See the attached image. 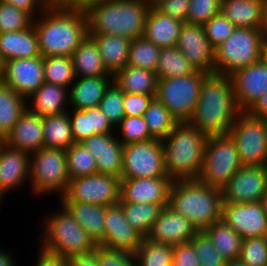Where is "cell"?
I'll return each instance as SVG.
<instances>
[{
  "label": "cell",
  "mask_w": 267,
  "mask_h": 266,
  "mask_svg": "<svg viewBox=\"0 0 267 266\" xmlns=\"http://www.w3.org/2000/svg\"><path fill=\"white\" fill-rule=\"evenodd\" d=\"M33 26L42 57L70 56L88 35L86 14L77 0H53Z\"/></svg>",
  "instance_id": "obj_1"
},
{
  "label": "cell",
  "mask_w": 267,
  "mask_h": 266,
  "mask_svg": "<svg viewBox=\"0 0 267 266\" xmlns=\"http://www.w3.org/2000/svg\"><path fill=\"white\" fill-rule=\"evenodd\" d=\"M86 18L88 35L109 34L130 40L142 37L151 0H77Z\"/></svg>",
  "instance_id": "obj_2"
},
{
  "label": "cell",
  "mask_w": 267,
  "mask_h": 266,
  "mask_svg": "<svg viewBox=\"0 0 267 266\" xmlns=\"http://www.w3.org/2000/svg\"><path fill=\"white\" fill-rule=\"evenodd\" d=\"M240 112L231 77L225 74H207L188 123L207 136L228 135Z\"/></svg>",
  "instance_id": "obj_3"
},
{
  "label": "cell",
  "mask_w": 267,
  "mask_h": 266,
  "mask_svg": "<svg viewBox=\"0 0 267 266\" xmlns=\"http://www.w3.org/2000/svg\"><path fill=\"white\" fill-rule=\"evenodd\" d=\"M207 135L188 122L178 123L162 140L165 168L175 180H197L203 166Z\"/></svg>",
  "instance_id": "obj_4"
},
{
  "label": "cell",
  "mask_w": 267,
  "mask_h": 266,
  "mask_svg": "<svg viewBox=\"0 0 267 266\" xmlns=\"http://www.w3.org/2000/svg\"><path fill=\"white\" fill-rule=\"evenodd\" d=\"M222 191L197 180H175L169 191V207L203 231L222 219Z\"/></svg>",
  "instance_id": "obj_5"
},
{
  "label": "cell",
  "mask_w": 267,
  "mask_h": 266,
  "mask_svg": "<svg viewBox=\"0 0 267 266\" xmlns=\"http://www.w3.org/2000/svg\"><path fill=\"white\" fill-rule=\"evenodd\" d=\"M56 202L59 208L52 213L49 210L47 214L44 213L42 223L38 224L42 230L37 234V244L45 250L66 257L96 249L97 244L87 231L60 202Z\"/></svg>",
  "instance_id": "obj_6"
},
{
  "label": "cell",
  "mask_w": 267,
  "mask_h": 266,
  "mask_svg": "<svg viewBox=\"0 0 267 266\" xmlns=\"http://www.w3.org/2000/svg\"><path fill=\"white\" fill-rule=\"evenodd\" d=\"M69 182L66 150L43 147L30 154L28 189L31 196L51 198L55 194L59 199L67 191Z\"/></svg>",
  "instance_id": "obj_7"
},
{
  "label": "cell",
  "mask_w": 267,
  "mask_h": 266,
  "mask_svg": "<svg viewBox=\"0 0 267 266\" xmlns=\"http://www.w3.org/2000/svg\"><path fill=\"white\" fill-rule=\"evenodd\" d=\"M263 36L261 29L236 28L214 50L215 73L230 75L236 69L260 61Z\"/></svg>",
  "instance_id": "obj_8"
},
{
  "label": "cell",
  "mask_w": 267,
  "mask_h": 266,
  "mask_svg": "<svg viewBox=\"0 0 267 266\" xmlns=\"http://www.w3.org/2000/svg\"><path fill=\"white\" fill-rule=\"evenodd\" d=\"M206 75L196 70L190 75L157 79L155 97L166 106L178 123L188 122L193 116Z\"/></svg>",
  "instance_id": "obj_9"
},
{
  "label": "cell",
  "mask_w": 267,
  "mask_h": 266,
  "mask_svg": "<svg viewBox=\"0 0 267 266\" xmlns=\"http://www.w3.org/2000/svg\"><path fill=\"white\" fill-rule=\"evenodd\" d=\"M241 166L236 144L231 136L211 135L206 139L203 166L198 180L222 189Z\"/></svg>",
  "instance_id": "obj_10"
},
{
  "label": "cell",
  "mask_w": 267,
  "mask_h": 266,
  "mask_svg": "<svg viewBox=\"0 0 267 266\" xmlns=\"http://www.w3.org/2000/svg\"><path fill=\"white\" fill-rule=\"evenodd\" d=\"M242 165L265 166L267 157V120L240 112L229 130Z\"/></svg>",
  "instance_id": "obj_11"
},
{
  "label": "cell",
  "mask_w": 267,
  "mask_h": 266,
  "mask_svg": "<svg viewBox=\"0 0 267 266\" xmlns=\"http://www.w3.org/2000/svg\"><path fill=\"white\" fill-rule=\"evenodd\" d=\"M168 177L162 140L123 145L121 178Z\"/></svg>",
  "instance_id": "obj_12"
},
{
  "label": "cell",
  "mask_w": 267,
  "mask_h": 266,
  "mask_svg": "<svg viewBox=\"0 0 267 266\" xmlns=\"http://www.w3.org/2000/svg\"><path fill=\"white\" fill-rule=\"evenodd\" d=\"M120 180V177L101 173L70 179L67 191L57 201L112 206L120 201Z\"/></svg>",
  "instance_id": "obj_13"
},
{
  "label": "cell",
  "mask_w": 267,
  "mask_h": 266,
  "mask_svg": "<svg viewBox=\"0 0 267 266\" xmlns=\"http://www.w3.org/2000/svg\"><path fill=\"white\" fill-rule=\"evenodd\" d=\"M221 191L223 203L264 201L267 192V166L242 165Z\"/></svg>",
  "instance_id": "obj_14"
},
{
  "label": "cell",
  "mask_w": 267,
  "mask_h": 266,
  "mask_svg": "<svg viewBox=\"0 0 267 266\" xmlns=\"http://www.w3.org/2000/svg\"><path fill=\"white\" fill-rule=\"evenodd\" d=\"M222 219L243 239L267 236V209L264 201L223 203Z\"/></svg>",
  "instance_id": "obj_15"
},
{
  "label": "cell",
  "mask_w": 267,
  "mask_h": 266,
  "mask_svg": "<svg viewBox=\"0 0 267 266\" xmlns=\"http://www.w3.org/2000/svg\"><path fill=\"white\" fill-rule=\"evenodd\" d=\"M0 80L27 100L45 82L44 58L40 55L7 60Z\"/></svg>",
  "instance_id": "obj_16"
},
{
  "label": "cell",
  "mask_w": 267,
  "mask_h": 266,
  "mask_svg": "<svg viewBox=\"0 0 267 266\" xmlns=\"http://www.w3.org/2000/svg\"><path fill=\"white\" fill-rule=\"evenodd\" d=\"M229 76L241 112H248L267 92V63L262 60L236 69Z\"/></svg>",
  "instance_id": "obj_17"
},
{
  "label": "cell",
  "mask_w": 267,
  "mask_h": 266,
  "mask_svg": "<svg viewBox=\"0 0 267 266\" xmlns=\"http://www.w3.org/2000/svg\"><path fill=\"white\" fill-rule=\"evenodd\" d=\"M176 46L195 70L215 73L214 49L206 37L204 25L184 22Z\"/></svg>",
  "instance_id": "obj_18"
},
{
  "label": "cell",
  "mask_w": 267,
  "mask_h": 266,
  "mask_svg": "<svg viewBox=\"0 0 267 266\" xmlns=\"http://www.w3.org/2000/svg\"><path fill=\"white\" fill-rule=\"evenodd\" d=\"M118 203H152L169 205L170 177L120 178Z\"/></svg>",
  "instance_id": "obj_19"
},
{
  "label": "cell",
  "mask_w": 267,
  "mask_h": 266,
  "mask_svg": "<svg viewBox=\"0 0 267 266\" xmlns=\"http://www.w3.org/2000/svg\"><path fill=\"white\" fill-rule=\"evenodd\" d=\"M143 239L127 222L119 204L105 207L104 239L100 246L135 253Z\"/></svg>",
  "instance_id": "obj_20"
},
{
  "label": "cell",
  "mask_w": 267,
  "mask_h": 266,
  "mask_svg": "<svg viewBox=\"0 0 267 266\" xmlns=\"http://www.w3.org/2000/svg\"><path fill=\"white\" fill-rule=\"evenodd\" d=\"M197 232L198 229L189 219L171 207L165 206L146 238L153 242L175 246L189 242Z\"/></svg>",
  "instance_id": "obj_21"
},
{
  "label": "cell",
  "mask_w": 267,
  "mask_h": 266,
  "mask_svg": "<svg viewBox=\"0 0 267 266\" xmlns=\"http://www.w3.org/2000/svg\"><path fill=\"white\" fill-rule=\"evenodd\" d=\"M95 159L97 173L121 178L123 145L115 132L96 134L81 142Z\"/></svg>",
  "instance_id": "obj_22"
},
{
  "label": "cell",
  "mask_w": 267,
  "mask_h": 266,
  "mask_svg": "<svg viewBox=\"0 0 267 266\" xmlns=\"http://www.w3.org/2000/svg\"><path fill=\"white\" fill-rule=\"evenodd\" d=\"M29 181L30 154L5 145L0 153V191L7 196L29 186Z\"/></svg>",
  "instance_id": "obj_23"
},
{
  "label": "cell",
  "mask_w": 267,
  "mask_h": 266,
  "mask_svg": "<svg viewBox=\"0 0 267 266\" xmlns=\"http://www.w3.org/2000/svg\"><path fill=\"white\" fill-rule=\"evenodd\" d=\"M6 145L29 154L44 147L43 117L26 109L5 137Z\"/></svg>",
  "instance_id": "obj_24"
},
{
  "label": "cell",
  "mask_w": 267,
  "mask_h": 266,
  "mask_svg": "<svg viewBox=\"0 0 267 266\" xmlns=\"http://www.w3.org/2000/svg\"><path fill=\"white\" fill-rule=\"evenodd\" d=\"M27 109L41 117L68 112L69 88L44 82L27 100Z\"/></svg>",
  "instance_id": "obj_25"
},
{
  "label": "cell",
  "mask_w": 267,
  "mask_h": 266,
  "mask_svg": "<svg viewBox=\"0 0 267 266\" xmlns=\"http://www.w3.org/2000/svg\"><path fill=\"white\" fill-rule=\"evenodd\" d=\"M68 114L74 143H81L96 134L115 132V128L111 125L99 106L84 110L70 108Z\"/></svg>",
  "instance_id": "obj_26"
},
{
  "label": "cell",
  "mask_w": 267,
  "mask_h": 266,
  "mask_svg": "<svg viewBox=\"0 0 267 266\" xmlns=\"http://www.w3.org/2000/svg\"><path fill=\"white\" fill-rule=\"evenodd\" d=\"M113 76L76 77L69 89V108L84 110L100 105Z\"/></svg>",
  "instance_id": "obj_27"
},
{
  "label": "cell",
  "mask_w": 267,
  "mask_h": 266,
  "mask_svg": "<svg viewBox=\"0 0 267 266\" xmlns=\"http://www.w3.org/2000/svg\"><path fill=\"white\" fill-rule=\"evenodd\" d=\"M183 22L164 15L152 5L147 15L144 37L160 48L177 45Z\"/></svg>",
  "instance_id": "obj_28"
},
{
  "label": "cell",
  "mask_w": 267,
  "mask_h": 266,
  "mask_svg": "<svg viewBox=\"0 0 267 266\" xmlns=\"http://www.w3.org/2000/svg\"><path fill=\"white\" fill-rule=\"evenodd\" d=\"M0 54L5 61L40 56L33 24L24 30L0 33Z\"/></svg>",
  "instance_id": "obj_29"
},
{
  "label": "cell",
  "mask_w": 267,
  "mask_h": 266,
  "mask_svg": "<svg viewBox=\"0 0 267 266\" xmlns=\"http://www.w3.org/2000/svg\"><path fill=\"white\" fill-rule=\"evenodd\" d=\"M76 77L113 76L103 63L98 45L87 35L70 55Z\"/></svg>",
  "instance_id": "obj_30"
},
{
  "label": "cell",
  "mask_w": 267,
  "mask_h": 266,
  "mask_svg": "<svg viewBox=\"0 0 267 266\" xmlns=\"http://www.w3.org/2000/svg\"><path fill=\"white\" fill-rule=\"evenodd\" d=\"M60 202L99 245L104 239L105 207L75 201Z\"/></svg>",
  "instance_id": "obj_31"
},
{
  "label": "cell",
  "mask_w": 267,
  "mask_h": 266,
  "mask_svg": "<svg viewBox=\"0 0 267 266\" xmlns=\"http://www.w3.org/2000/svg\"><path fill=\"white\" fill-rule=\"evenodd\" d=\"M221 13L237 28L261 29L263 0H221Z\"/></svg>",
  "instance_id": "obj_32"
},
{
  "label": "cell",
  "mask_w": 267,
  "mask_h": 266,
  "mask_svg": "<svg viewBox=\"0 0 267 266\" xmlns=\"http://www.w3.org/2000/svg\"><path fill=\"white\" fill-rule=\"evenodd\" d=\"M91 36L98 45L105 68L112 75L127 66L131 43L129 38L109 34Z\"/></svg>",
  "instance_id": "obj_33"
},
{
  "label": "cell",
  "mask_w": 267,
  "mask_h": 266,
  "mask_svg": "<svg viewBox=\"0 0 267 266\" xmlns=\"http://www.w3.org/2000/svg\"><path fill=\"white\" fill-rule=\"evenodd\" d=\"M113 81L125 93L156 96L157 76L154 71L127 65L113 75Z\"/></svg>",
  "instance_id": "obj_34"
},
{
  "label": "cell",
  "mask_w": 267,
  "mask_h": 266,
  "mask_svg": "<svg viewBox=\"0 0 267 266\" xmlns=\"http://www.w3.org/2000/svg\"><path fill=\"white\" fill-rule=\"evenodd\" d=\"M212 239L214 247L227 261H237L242 248L243 238L223 219L218 220L204 230Z\"/></svg>",
  "instance_id": "obj_35"
},
{
  "label": "cell",
  "mask_w": 267,
  "mask_h": 266,
  "mask_svg": "<svg viewBox=\"0 0 267 266\" xmlns=\"http://www.w3.org/2000/svg\"><path fill=\"white\" fill-rule=\"evenodd\" d=\"M44 147L67 150L74 140L68 112L43 117Z\"/></svg>",
  "instance_id": "obj_36"
},
{
  "label": "cell",
  "mask_w": 267,
  "mask_h": 266,
  "mask_svg": "<svg viewBox=\"0 0 267 266\" xmlns=\"http://www.w3.org/2000/svg\"><path fill=\"white\" fill-rule=\"evenodd\" d=\"M26 109V99L0 80V135L6 137Z\"/></svg>",
  "instance_id": "obj_37"
},
{
  "label": "cell",
  "mask_w": 267,
  "mask_h": 266,
  "mask_svg": "<svg viewBox=\"0 0 267 266\" xmlns=\"http://www.w3.org/2000/svg\"><path fill=\"white\" fill-rule=\"evenodd\" d=\"M123 210L127 222L144 238L150 233L155 220L166 204L152 203H118Z\"/></svg>",
  "instance_id": "obj_38"
},
{
  "label": "cell",
  "mask_w": 267,
  "mask_h": 266,
  "mask_svg": "<svg viewBox=\"0 0 267 266\" xmlns=\"http://www.w3.org/2000/svg\"><path fill=\"white\" fill-rule=\"evenodd\" d=\"M195 71L177 46L161 48L155 71L157 79L190 75Z\"/></svg>",
  "instance_id": "obj_39"
},
{
  "label": "cell",
  "mask_w": 267,
  "mask_h": 266,
  "mask_svg": "<svg viewBox=\"0 0 267 266\" xmlns=\"http://www.w3.org/2000/svg\"><path fill=\"white\" fill-rule=\"evenodd\" d=\"M143 118L154 139L163 140L178 124L166 106L156 97L150 102Z\"/></svg>",
  "instance_id": "obj_40"
},
{
  "label": "cell",
  "mask_w": 267,
  "mask_h": 266,
  "mask_svg": "<svg viewBox=\"0 0 267 266\" xmlns=\"http://www.w3.org/2000/svg\"><path fill=\"white\" fill-rule=\"evenodd\" d=\"M43 58L45 82L70 89L76 78L71 57L49 56Z\"/></svg>",
  "instance_id": "obj_41"
},
{
  "label": "cell",
  "mask_w": 267,
  "mask_h": 266,
  "mask_svg": "<svg viewBox=\"0 0 267 266\" xmlns=\"http://www.w3.org/2000/svg\"><path fill=\"white\" fill-rule=\"evenodd\" d=\"M161 48L144 36L131 40L127 65L156 71Z\"/></svg>",
  "instance_id": "obj_42"
},
{
  "label": "cell",
  "mask_w": 267,
  "mask_h": 266,
  "mask_svg": "<svg viewBox=\"0 0 267 266\" xmlns=\"http://www.w3.org/2000/svg\"><path fill=\"white\" fill-rule=\"evenodd\" d=\"M135 255L137 266H172L173 246L144 238Z\"/></svg>",
  "instance_id": "obj_43"
},
{
  "label": "cell",
  "mask_w": 267,
  "mask_h": 266,
  "mask_svg": "<svg viewBox=\"0 0 267 266\" xmlns=\"http://www.w3.org/2000/svg\"><path fill=\"white\" fill-rule=\"evenodd\" d=\"M66 157L70 179L97 173L95 159L82 143H74L67 149Z\"/></svg>",
  "instance_id": "obj_44"
},
{
  "label": "cell",
  "mask_w": 267,
  "mask_h": 266,
  "mask_svg": "<svg viewBox=\"0 0 267 266\" xmlns=\"http://www.w3.org/2000/svg\"><path fill=\"white\" fill-rule=\"evenodd\" d=\"M115 133L122 145L154 139L143 116H125L115 127Z\"/></svg>",
  "instance_id": "obj_45"
},
{
  "label": "cell",
  "mask_w": 267,
  "mask_h": 266,
  "mask_svg": "<svg viewBox=\"0 0 267 266\" xmlns=\"http://www.w3.org/2000/svg\"><path fill=\"white\" fill-rule=\"evenodd\" d=\"M33 19L25 10L0 0V33L29 28L33 24Z\"/></svg>",
  "instance_id": "obj_46"
},
{
  "label": "cell",
  "mask_w": 267,
  "mask_h": 266,
  "mask_svg": "<svg viewBox=\"0 0 267 266\" xmlns=\"http://www.w3.org/2000/svg\"><path fill=\"white\" fill-rule=\"evenodd\" d=\"M123 101L124 91L113 81L105 91L99 108L114 128L125 117Z\"/></svg>",
  "instance_id": "obj_47"
},
{
  "label": "cell",
  "mask_w": 267,
  "mask_h": 266,
  "mask_svg": "<svg viewBox=\"0 0 267 266\" xmlns=\"http://www.w3.org/2000/svg\"><path fill=\"white\" fill-rule=\"evenodd\" d=\"M196 256L199 261V266H225L227 261L221 256L219 251L214 247L212 239L203 230L198 231L190 240Z\"/></svg>",
  "instance_id": "obj_48"
},
{
  "label": "cell",
  "mask_w": 267,
  "mask_h": 266,
  "mask_svg": "<svg viewBox=\"0 0 267 266\" xmlns=\"http://www.w3.org/2000/svg\"><path fill=\"white\" fill-rule=\"evenodd\" d=\"M238 261L244 266H267V236L243 239Z\"/></svg>",
  "instance_id": "obj_49"
},
{
  "label": "cell",
  "mask_w": 267,
  "mask_h": 266,
  "mask_svg": "<svg viewBox=\"0 0 267 266\" xmlns=\"http://www.w3.org/2000/svg\"><path fill=\"white\" fill-rule=\"evenodd\" d=\"M237 27L222 13L213 16L204 24L206 37L215 50L220 46Z\"/></svg>",
  "instance_id": "obj_50"
},
{
  "label": "cell",
  "mask_w": 267,
  "mask_h": 266,
  "mask_svg": "<svg viewBox=\"0 0 267 266\" xmlns=\"http://www.w3.org/2000/svg\"><path fill=\"white\" fill-rule=\"evenodd\" d=\"M221 13V0H191L187 22L204 25L213 16Z\"/></svg>",
  "instance_id": "obj_51"
},
{
  "label": "cell",
  "mask_w": 267,
  "mask_h": 266,
  "mask_svg": "<svg viewBox=\"0 0 267 266\" xmlns=\"http://www.w3.org/2000/svg\"><path fill=\"white\" fill-rule=\"evenodd\" d=\"M96 255L99 266H137L135 253L129 251L110 249L97 245Z\"/></svg>",
  "instance_id": "obj_52"
},
{
  "label": "cell",
  "mask_w": 267,
  "mask_h": 266,
  "mask_svg": "<svg viewBox=\"0 0 267 266\" xmlns=\"http://www.w3.org/2000/svg\"><path fill=\"white\" fill-rule=\"evenodd\" d=\"M191 0H152V6L160 13L181 22H187Z\"/></svg>",
  "instance_id": "obj_53"
},
{
  "label": "cell",
  "mask_w": 267,
  "mask_h": 266,
  "mask_svg": "<svg viewBox=\"0 0 267 266\" xmlns=\"http://www.w3.org/2000/svg\"><path fill=\"white\" fill-rule=\"evenodd\" d=\"M153 98V95L124 92L123 106L125 116H143Z\"/></svg>",
  "instance_id": "obj_54"
},
{
  "label": "cell",
  "mask_w": 267,
  "mask_h": 266,
  "mask_svg": "<svg viewBox=\"0 0 267 266\" xmlns=\"http://www.w3.org/2000/svg\"><path fill=\"white\" fill-rule=\"evenodd\" d=\"M172 266H199L195 249L190 241L173 246Z\"/></svg>",
  "instance_id": "obj_55"
},
{
  "label": "cell",
  "mask_w": 267,
  "mask_h": 266,
  "mask_svg": "<svg viewBox=\"0 0 267 266\" xmlns=\"http://www.w3.org/2000/svg\"><path fill=\"white\" fill-rule=\"evenodd\" d=\"M37 255L34 266H70L69 259L66 256L58 255L56 253L45 250L37 244Z\"/></svg>",
  "instance_id": "obj_56"
},
{
  "label": "cell",
  "mask_w": 267,
  "mask_h": 266,
  "mask_svg": "<svg viewBox=\"0 0 267 266\" xmlns=\"http://www.w3.org/2000/svg\"><path fill=\"white\" fill-rule=\"evenodd\" d=\"M25 10L33 18L38 17L53 0H2Z\"/></svg>",
  "instance_id": "obj_57"
},
{
  "label": "cell",
  "mask_w": 267,
  "mask_h": 266,
  "mask_svg": "<svg viewBox=\"0 0 267 266\" xmlns=\"http://www.w3.org/2000/svg\"><path fill=\"white\" fill-rule=\"evenodd\" d=\"M70 266H99L96 249L68 257Z\"/></svg>",
  "instance_id": "obj_58"
},
{
  "label": "cell",
  "mask_w": 267,
  "mask_h": 266,
  "mask_svg": "<svg viewBox=\"0 0 267 266\" xmlns=\"http://www.w3.org/2000/svg\"><path fill=\"white\" fill-rule=\"evenodd\" d=\"M248 113L253 117L267 120V92L259 98Z\"/></svg>",
  "instance_id": "obj_59"
},
{
  "label": "cell",
  "mask_w": 267,
  "mask_h": 266,
  "mask_svg": "<svg viewBox=\"0 0 267 266\" xmlns=\"http://www.w3.org/2000/svg\"><path fill=\"white\" fill-rule=\"evenodd\" d=\"M13 251L4 250L0 245V266H17Z\"/></svg>",
  "instance_id": "obj_60"
},
{
  "label": "cell",
  "mask_w": 267,
  "mask_h": 266,
  "mask_svg": "<svg viewBox=\"0 0 267 266\" xmlns=\"http://www.w3.org/2000/svg\"><path fill=\"white\" fill-rule=\"evenodd\" d=\"M261 31L267 35V0H263L262 26Z\"/></svg>",
  "instance_id": "obj_61"
},
{
  "label": "cell",
  "mask_w": 267,
  "mask_h": 266,
  "mask_svg": "<svg viewBox=\"0 0 267 266\" xmlns=\"http://www.w3.org/2000/svg\"><path fill=\"white\" fill-rule=\"evenodd\" d=\"M261 60L267 63V35H264L262 39Z\"/></svg>",
  "instance_id": "obj_62"
},
{
  "label": "cell",
  "mask_w": 267,
  "mask_h": 266,
  "mask_svg": "<svg viewBox=\"0 0 267 266\" xmlns=\"http://www.w3.org/2000/svg\"><path fill=\"white\" fill-rule=\"evenodd\" d=\"M225 266H244V265L237 260V261L227 262Z\"/></svg>",
  "instance_id": "obj_63"
},
{
  "label": "cell",
  "mask_w": 267,
  "mask_h": 266,
  "mask_svg": "<svg viewBox=\"0 0 267 266\" xmlns=\"http://www.w3.org/2000/svg\"><path fill=\"white\" fill-rule=\"evenodd\" d=\"M6 145V142H5V137L0 135V153H1V150L3 149V147Z\"/></svg>",
  "instance_id": "obj_64"
},
{
  "label": "cell",
  "mask_w": 267,
  "mask_h": 266,
  "mask_svg": "<svg viewBox=\"0 0 267 266\" xmlns=\"http://www.w3.org/2000/svg\"><path fill=\"white\" fill-rule=\"evenodd\" d=\"M3 66H4V60L2 59V56L0 54V76H1L2 71H3Z\"/></svg>",
  "instance_id": "obj_65"
},
{
  "label": "cell",
  "mask_w": 267,
  "mask_h": 266,
  "mask_svg": "<svg viewBox=\"0 0 267 266\" xmlns=\"http://www.w3.org/2000/svg\"><path fill=\"white\" fill-rule=\"evenodd\" d=\"M5 198H6L5 195L0 191V207L4 204L3 201H5V200H3V199H5Z\"/></svg>",
  "instance_id": "obj_66"
},
{
  "label": "cell",
  "mask_w": 267,
  "mask_h": 266,
  "mask_svg": "<svg viewBox=\"0 0 267 266\" xmlns=\"http://www.w3.org/2000/svg\"><path fill=\"white\" fill-rule=\"evenodd\" d=\"M264 203H265V206H266V209H267V192H266V194H265Z\"/></svg>",
  "instance_id": "obj_67"
}]
</instances>
